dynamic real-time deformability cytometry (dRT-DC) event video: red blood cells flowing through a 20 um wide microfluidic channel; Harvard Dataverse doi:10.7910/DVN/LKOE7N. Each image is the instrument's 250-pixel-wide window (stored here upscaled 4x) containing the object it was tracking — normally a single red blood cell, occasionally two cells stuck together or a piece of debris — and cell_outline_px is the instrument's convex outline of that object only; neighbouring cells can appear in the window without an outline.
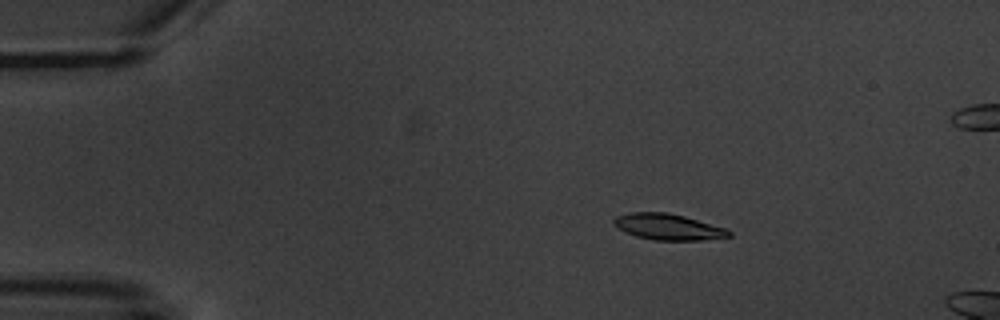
{"species": "common noctule bat (a hibernating species)", "species_latin": "Nyctalus noctula", "temperature_condition": "warm", "stored_images_in_passage": 6, "camera_frame_rate_fps": 3000, "um_per_image_px": 0.085, "animal": {"sex": "male", "body_mass_g": 20.1, "forearm_length_mm": 53.5}, "frame": {"image": 1, "passage_image": 3, "time_ms": 2.333, "image_size_px": [1000, 320], "cell_outline_px": [[732, 236], [700, 240], [652, 240], [636, 236], [624, 232], [616, 228], [612, 224], [612, 220], [616, 216], [628, 212], [668, 212], [684, 216], [728, 228], [732, 232]], "centroid_in_image_um": [56.76, 19.28], "position_along_channel_um": 28.2, "area_um2": 17.8}}